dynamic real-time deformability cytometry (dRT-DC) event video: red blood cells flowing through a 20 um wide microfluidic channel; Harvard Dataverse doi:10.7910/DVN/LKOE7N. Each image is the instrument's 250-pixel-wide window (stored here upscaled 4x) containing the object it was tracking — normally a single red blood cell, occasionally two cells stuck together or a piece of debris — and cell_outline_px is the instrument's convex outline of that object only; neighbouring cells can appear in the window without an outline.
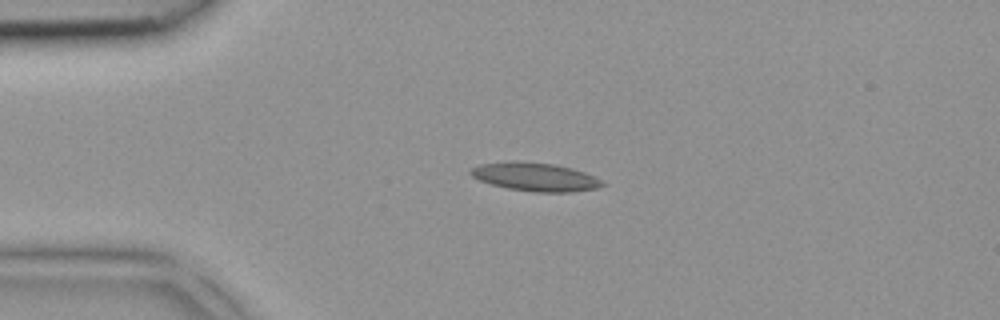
{"species": "common noctule bat (a hibernating species)", "species_latin": "Nyctalus noctula", "temperature_condition": "room temperature", "stored_images_in_passage": 34, "camera_frame_rate_fps": 3000, "um_per_image_px": 0.085, "animal": {"sex": "female", "body_mass_g": 18.4}, "frame": {"image": 1, "passage_image": 1, "time_ms": 0.0, "image_size_px": [1000, 320], "cell_outline_px": [[604, 184], [596, 188], [572, 192], [536, 192], [508, 188], [492, 184], [480, 180], [472, 176], [468, 172], [468, 168], [480, 164], [516, 160], [552, 164], [572, 168], [596, 176]], "centroid_in_image_um": [45.45, 15.02], "position_along_channel_um": 39.5, "area_um2": 21.79}}
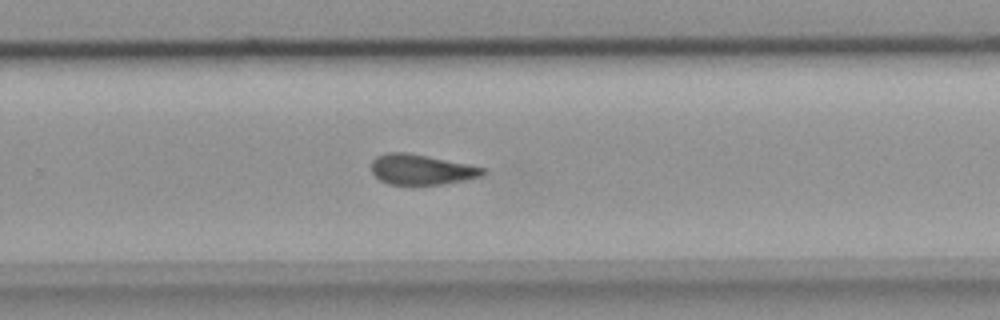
{"frame": {"image": 2, "passage_image": 19, "time_ms": 6.0, "image_size_px": [1000, 320], "cell_outline_px": [[484, 172], [480, 176], [444, 184], [388, 184], [380, 180], [372, 172], [372, 160], [376, 156], [388, 152], [408, 152], [468, 164], [484, 168]], "centroid_in_image_um": [35.77, 14.4], "position_along_channel_um": 294.0, "area_um2": 19.42}}
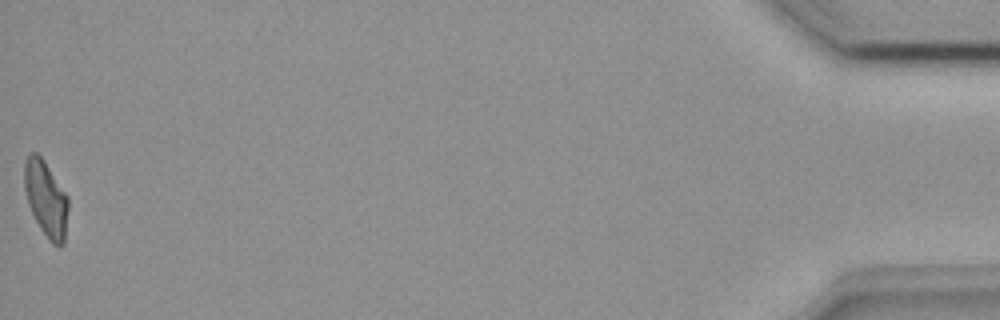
{"frame": {"image": 3, "passage_image": 34, "time_ms": 11.0, "image_size_px": [1000, 320], "cell_outline_px": [[68, 208], [64, 244], [60, 248], [52, 244], [48, 240], [40, 228], [28, 204], [24, 188], [24, 160], [32, 152], [36, 152], [44, 160], [68, 196]], "centroid_in_image_um": [3.91, 16.91], "position_along_channel_um": 431.3, "area_um2": 19.48}}